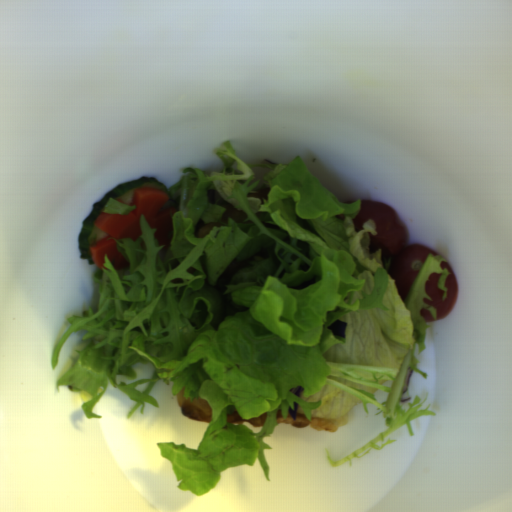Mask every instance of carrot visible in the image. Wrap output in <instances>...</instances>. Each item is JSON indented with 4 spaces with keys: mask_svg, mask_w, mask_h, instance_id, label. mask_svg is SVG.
I'll return each instance as SVG.
<instances>
[{
    "mask_svg": "<svg viewBox=\"0 0 512 512\" xmlns=\"http://www.w3.org/2000/svg\"><path fill=\"white\" fill-rule=\"evenodd\" d=\"M170 199L167 192L155 188H137L133 191L132 201L116 200L123 206H135L127 215L124 213H99L95 224L107 236L93 243L89 250L94 265L102 268L105 258L115 270H124L129 266L128 261L120 252L117 242L119 239L137 241L142 234L140 218L144 216L149 227L154 231V238L160 245H168L172 239L173 216L177 207L162 210Z\"/></svg>",
    "mask_w": 512,
    "mask_h": 512,
    "instance_id": "1",
    "label": "carrot"
}]
</instances>
